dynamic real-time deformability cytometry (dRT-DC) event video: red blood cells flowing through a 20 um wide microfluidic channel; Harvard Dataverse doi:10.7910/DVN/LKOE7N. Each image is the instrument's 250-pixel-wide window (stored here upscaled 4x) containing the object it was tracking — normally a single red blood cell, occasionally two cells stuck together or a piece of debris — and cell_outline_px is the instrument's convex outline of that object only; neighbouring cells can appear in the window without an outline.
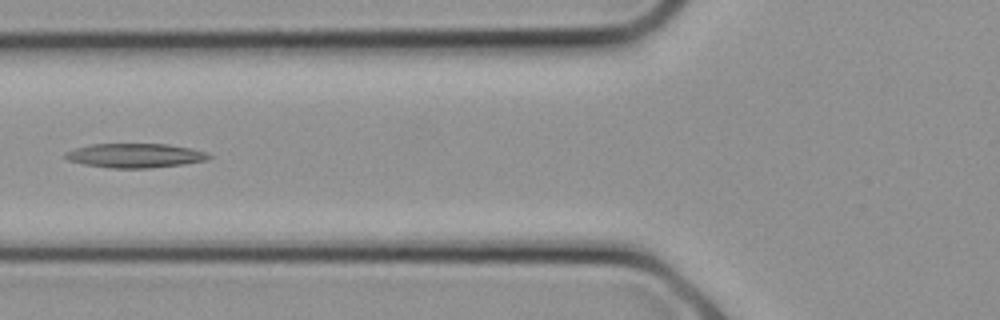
{"species": "common noctule bat (a hibernating species)", "species_latin": "Nyctalus noctula", "temperature_condition": "cold", "stored_images_in_passage": 16, "camera_frame_rate_fps": 3000, "um_per_image_px": 0.085, "animal": {"sex": "female", "body_mass_g": 21.9}, "frame": {"image": 1, "passage_image": 7, "time_ms": 2.0, "image_size_px": [1000, 320], "cell_outline_px": [[204, 156], [196, 160], [176, 164], [92, 164], [76, 160], [72, 156], [84, 148], [104, 144], [160, 144], [180, 148], [196, 152]], "centroid_in_image_um": [11.52, 13.14], "position_along_channel_um": 114.3, "area_um2": 15.49}}
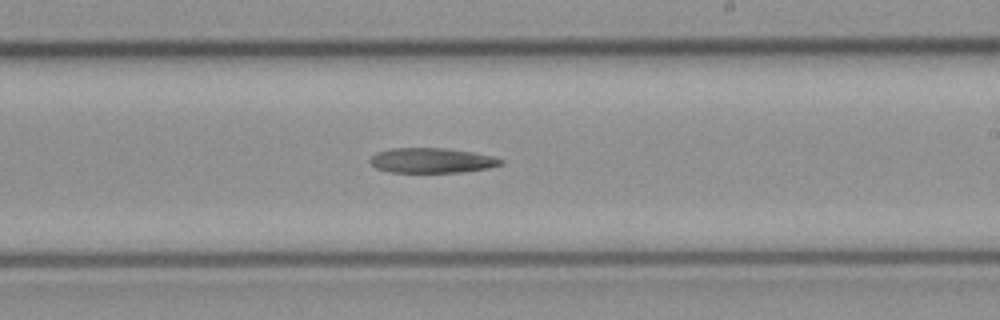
{"frame": {"image": 2, "passage_image": 12, "time_ms": 3.667, "image_size_px": [1000, 320], "cell_outline_px": [[500, 164], [480, 168], [444, 172], [400, 172], [380, 168], [372, 164], [372, 160], [376, 156], [384, 152], [408, 148], [428, 148], [460, 152], [500, 160]], "centroid_in_image_um": [36.58, 13.66], "position_along_channel_um": 252.4, "area_um2": 16.42}}
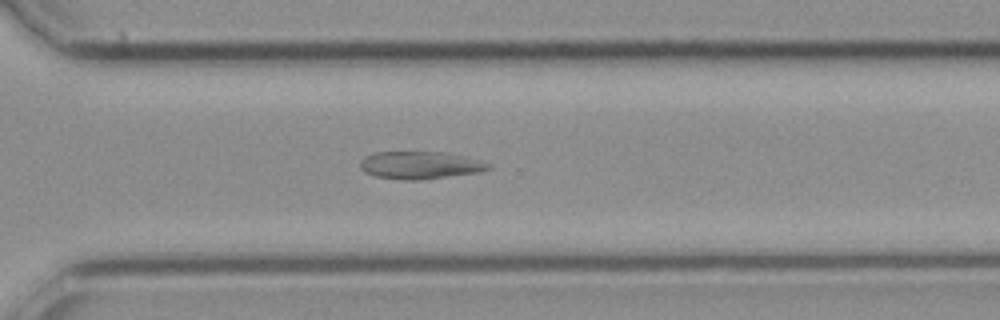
{"frame": {"image": 3, "passage_image": 15, "time_ms": 4.667, "image_size_px": [1000, 320], "cell_outline_px": [[484, 168], [468, 172], [436, 176], [380, 176], [368, 172], [364, 168], [384, 152], [412, 152]], "centroid_in_image_um": [35.3, 14.07], "position_along_channel_um": 335.3, "area_um2": 13.99}}